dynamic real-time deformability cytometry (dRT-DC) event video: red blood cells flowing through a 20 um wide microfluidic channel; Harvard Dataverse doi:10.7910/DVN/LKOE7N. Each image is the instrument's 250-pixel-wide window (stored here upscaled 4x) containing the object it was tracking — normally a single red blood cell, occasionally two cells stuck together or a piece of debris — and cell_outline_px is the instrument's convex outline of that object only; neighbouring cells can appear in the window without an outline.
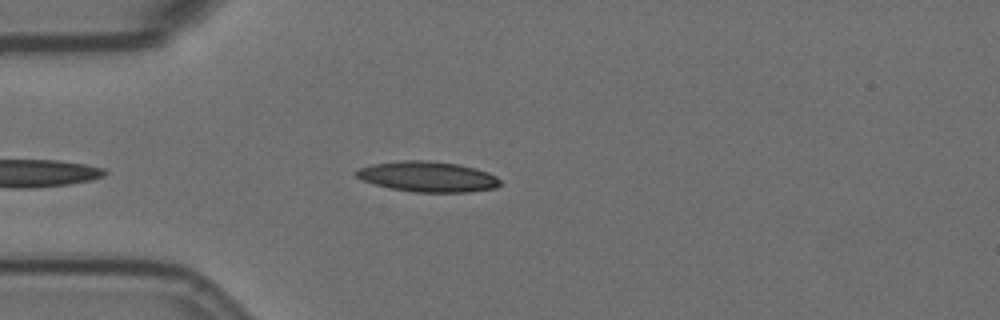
{"species": "Egyptian fruit bat (a non-hibernating species)", "species_latin": "Rousettus aegyptiacus", "temperature_condition": "room temperature", "stored_images_in_passage": 44, "camera_frame_rate_fps": 3000, "um_per_image_px": 0.085, "animal": {"sex": "female"}, "frame": {"image": 1, "passage_image": 5, "time_ms": 1.333, "image_size_px": [1000, 320], "cell_outline_px": [[504, 184], [496, 188], [468, 192], [416, 192], [388, 188], [360, 180], [356, 176], [356, 172], [360, 168], [372, 164], [400, 160], [428, 160], [460, 164], [476, 168], [488, 172], [496, 176]], "centroid_in_image_um": [36.39, 15.01], "position_along_channel_um": 48.6, "area_um2": 25.84}}
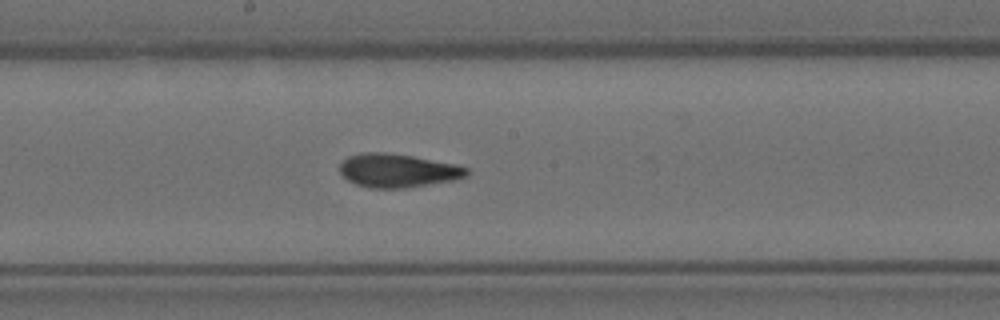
{"frame": {"image": 2, "passage_image": 20, "time_ms": 6.333, "image_size_px": [1000, 320], "cell_outline_px": [[468, 176], [456, 180], [404, 188], [372, 188], [356, 184], [348, 180], [340, 172], [340, 164], [348, 156], [364, 152], [384, 152], [412, 156], [456, 164], [468, 168]], "centroid_in_image_um": [33.83, 14.5], "position_along_channel_um": 214.4, "area_um2": 24.8}}
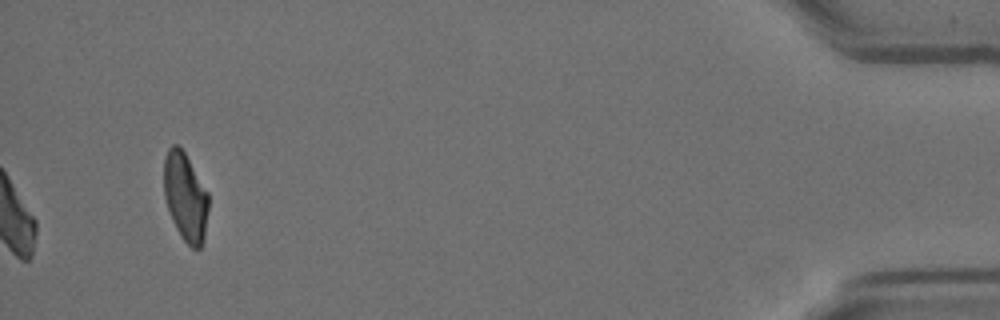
{"frame": {"image": 3, "passage_image": 44, "time_ms": 14.333, "image_size_px": [1000, 320], "cell_outline_px": [[208, 208], [204, 236], [200, 248], [192, 248], [180, 236], [172, 220], [164, 196], [164, 156], [168, 148], [172, 144], [180, 144], [208, 192]], "centroid_in_image_um": [15.74, 16.68], "position_along_channel_um": 419.5, "area_um2": 23.0}, "authors_computed_cell_mechanics": {"area_um2": 24.6228, "velocity_mm_per_s": 3.5429, "shape_relaxation_time_tau1_ms": 7.2054, "shape_relaxation_time_tau2_ms": 2.1468, "deformation_change_tau1": 0.1938, "deformation_change_tau2": 0.1056}}